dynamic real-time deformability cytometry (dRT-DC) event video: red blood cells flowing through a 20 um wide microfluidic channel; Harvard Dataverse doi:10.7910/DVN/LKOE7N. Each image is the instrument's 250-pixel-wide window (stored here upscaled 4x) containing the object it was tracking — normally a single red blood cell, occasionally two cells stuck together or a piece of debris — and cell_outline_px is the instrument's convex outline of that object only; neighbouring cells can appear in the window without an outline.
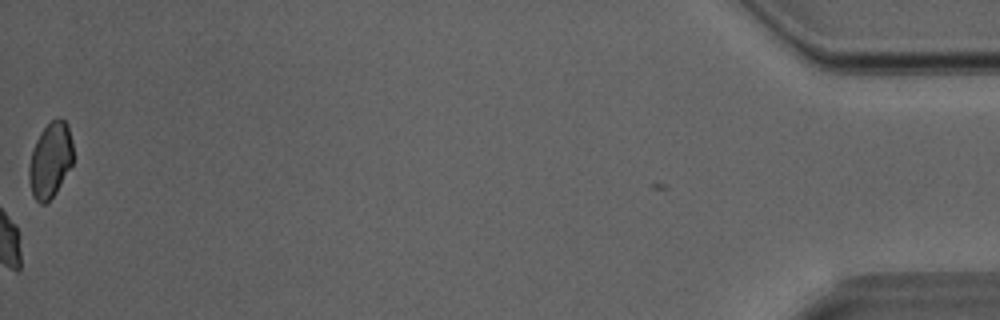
{"species": "Egyptian fruit bat (a non-hibernating species)", "species_latin": "Rousettus aegyptiacus", "temperature_condition": "room temperature", "stored_images_in_passage": 35, "camera_frame_rate_fps": 3000, "um_per_image_px": 0.085, "animal": {"sex": "male"}, "frame": {"image": 1, "passage_image": 35, "time_ms": 11.333, "image_size_px": [1000, 320], "cell_outline_px": [[72, 164], [56, 192], [44, 204], [40, 204], [32, 196], [28, 180], [28, 168], [32, 148], [40, 132], [56, 116], [60, 116], [68, 124], [72, 140]], "centroid_in_image_um": [4.26, 13.59], "position_along_channel_um": 430.9, "area_um2": 19.54}}